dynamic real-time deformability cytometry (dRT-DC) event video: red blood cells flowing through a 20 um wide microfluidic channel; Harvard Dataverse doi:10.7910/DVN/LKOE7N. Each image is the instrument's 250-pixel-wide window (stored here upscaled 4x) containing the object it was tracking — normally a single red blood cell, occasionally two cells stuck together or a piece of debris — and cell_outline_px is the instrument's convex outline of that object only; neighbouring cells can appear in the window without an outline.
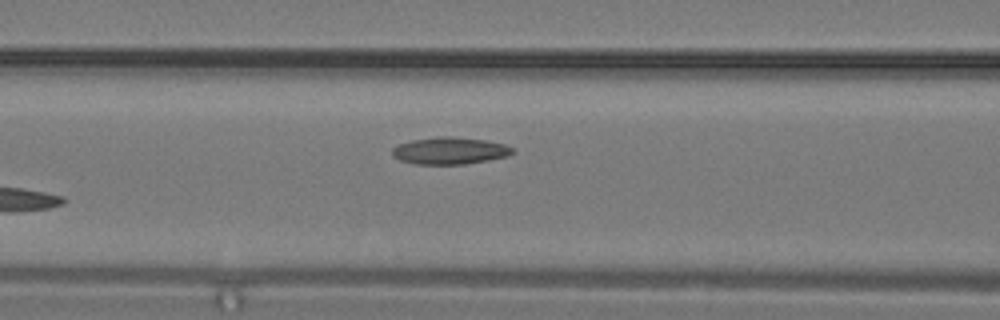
{"species": "common noctule bat (a hibernating species)", "species_latin": "Nyctalus noctula", "temperature_condition": "warm", "stored_images_in_passage": 6, "camera_frame_rate_fps": 3000, "um_per_image_px": 0.085, "animal": {"sex": "male", "body_mass_g": 19.2, "forearm_length_mm": 51.8}, "frame": {"image": 1, "passage_image": 6, "time_ms": 1.667, "image_size_px": [1000, 320], "cell_outline_px": [[512, 152], [508, 156], [488, 160], [464, 164], [416, 164], [400, 160], [392, 156], [392, 148], [400, 144], [412, 140], [436, 136], [448, 136], [484, 140], [504, 144], [512, 148]], "centroid_in_image_um": [38.2, 12.81], "position_along_channel_um": 128.4, "area_um2": 18.79}}